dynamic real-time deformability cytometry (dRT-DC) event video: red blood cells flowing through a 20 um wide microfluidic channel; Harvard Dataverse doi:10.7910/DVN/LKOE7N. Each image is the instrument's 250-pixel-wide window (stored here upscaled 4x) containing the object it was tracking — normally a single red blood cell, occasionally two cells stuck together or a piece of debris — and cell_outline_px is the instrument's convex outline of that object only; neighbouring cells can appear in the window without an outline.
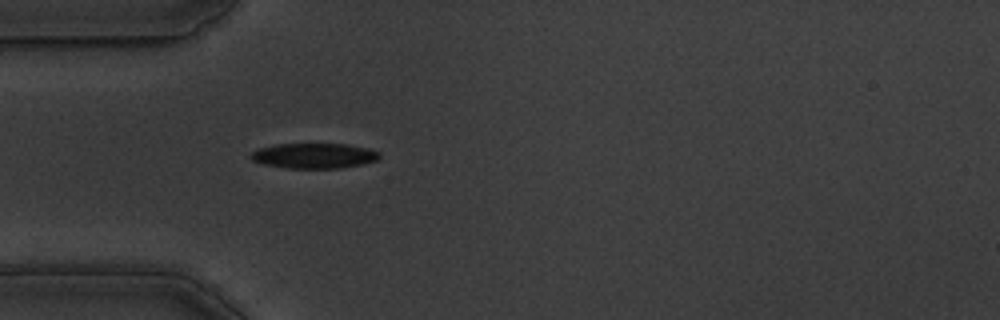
{"species": "common noctule bat (a hibernating species)", "species_latin": "Nyctalus noctula", "temperature_condition": "warm", "stored_images_in_passage": 41, "camera_frame_rate_fps": 3000, "um_per_image_px": 0.085, "animal": {"sex": "male", "body_mass_g": 19.5, "forearm_length_mm": 54.6}, "frame": {"image": 1, "passage_image": 1, "time_ms": 0.0, "image_size_px": [1000, 320], "cell_outline_px": [[380, 156], [376, 160], [360, 164], [340, 168], [288, 168], [264, 164], [252, 160], [248, 156], [252, 152], [260, 148], [276, 144], [348, 144], [368, 148], [380, 152]], "centroid_in_image_um": [26.69, 13.23], "position_along_channel_um": 58.3, "area_um2": 18.79}}
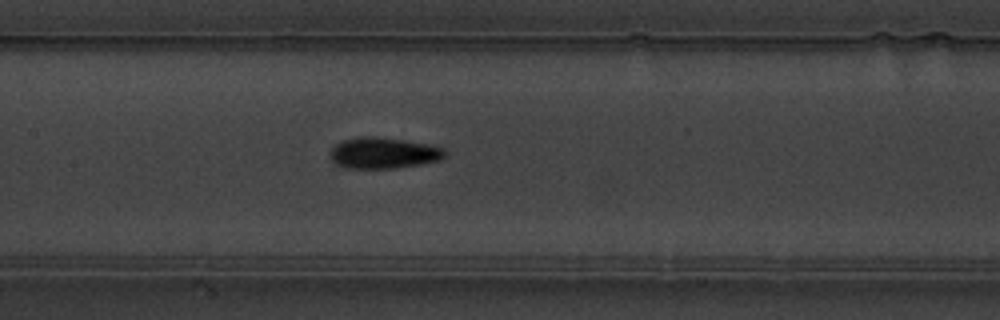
{"frame": {"image": 2, "passage_image": 11, "time_ms": 3.333, "image_size_px": [1000, 320], "cell_outline_px": [[448, 152], [440, 160], [420, 164], [392, 168], [344, 168], [336, 164], [328, 156], [328, 152], [336, 144], [344, 140], [364, 136], [372, 136], [404, 140], [432, 144], [444, 148]], "centroid_in_image_um": [32.59, 13.0], "position_along_channel_um": 174.8, "area_um2": 20.92}}
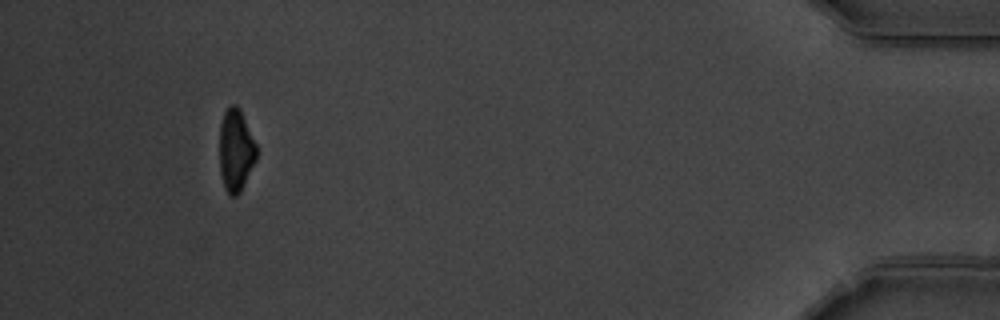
{"frame": {"image": 3, "passage_image": 37, "time_ms": 12.0, "image_size_px": [1000, 320], "cell_outline_px": [[256, 160], [240, 192], [236, 196], [228, 196], [224, 188], [220, 172], [220, 124], [224, 112], [232, 104], [236, 104], [240, 108], [256, 144]], "centroid_in_image_um": [20.03, 12.79], "position_along_channel_um": 415.2, "area_um2": 17.74}, "authors_computed_cell_mechanics": {"area_um2": 19.074, "velocity_mm_per_s": 3.5676, "shape_relaxation_time_tau1_ms": 3.0968, "shape_relaxation_time_tau2_ms": 10.1971, "deformation_change_tau1": 0.1335, "deformation_change_tau2": 0.1406}}